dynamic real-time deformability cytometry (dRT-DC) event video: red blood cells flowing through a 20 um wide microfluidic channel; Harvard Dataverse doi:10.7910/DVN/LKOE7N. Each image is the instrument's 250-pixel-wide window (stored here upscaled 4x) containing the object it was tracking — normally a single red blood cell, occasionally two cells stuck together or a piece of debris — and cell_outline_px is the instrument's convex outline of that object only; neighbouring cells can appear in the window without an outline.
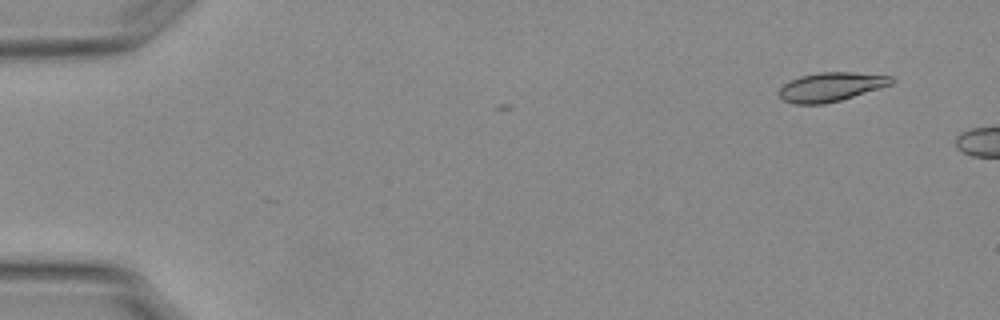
{"species": "Egyptian fruit bat (a non-hibernating species)", "species_latin": "Rousettus aegyptiacus", "temperature_condition": "warm", "stored_images_in_passage": 4, "camera_frame_rate_fps": 3000, "um_per_image_px": 0.085, "animal": {"sex": "female"}, "frame": {"image": 1, "passage_image": 4, "time_ms": 1.0, "image_size_px": [1000, 320], "cell_outline_px": [[896, 80], [892, 84], [840, 100], [824, 104], [796, 104], [784, 100], [780, 96], [780, 88], [788, 80], [800, 76], [816, 72], [852, 72], [892, 76]], "centroid_in_image_um": [70.63, 7.37], "position_along_channel_um": 14.4, "area_um2": 18.9}}